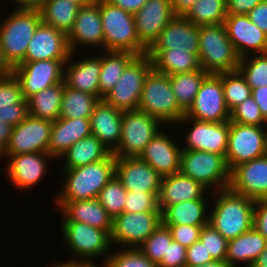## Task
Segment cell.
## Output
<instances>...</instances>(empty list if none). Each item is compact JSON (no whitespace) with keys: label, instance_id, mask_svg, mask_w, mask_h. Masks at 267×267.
Segmentation results:
<instances>
[{"label":"cell","instance_id":"28","mask_svg":"<svg viewBox=\"0 0 267 267\" xmlns=\"http://www.w3.org/2000/svg\"><path fill=\"white\" fill-rule=\"evenodd\" d=\"M90 135V118H58L51 126L48 153L55 159H61L73 144Z\"/></svg>","mask_w":267,"mask_h":267},{"label":"cell","instance_id":"46","mask_svg":"<svg viewBox=\"0 0 267 267\" xmlns=\"http://www.w3.org/2000/svg\"><path fill=\"white\" fill-rule=\"evenodd\" d=\"M116 250V251H115ZM111 251L102 267H158L139 249L121 248Z\"/></svg>","mask_w":267,"mask_h":267},{"label":"cell","instance_id":"29","mask_svg":"<svg viewBox=\"0 0 267 267\" xmlns=\"http://www.w3.org/2000/svg\"><path fill=\"white\" fill-rule=\"evenodd\" d=\"M208 190L181 172L162 178L158 204L161 212L168 206L183 201L201 199Z\"/></svg>","mask_w":267,"mask_h":267},{"label":"cell","instance_id":"64","mask_svg":"<svg viewBox=\"0 0 267 267\" xmlns=\"http://www.w3.org/2000/svg\"><path fill=\"white\" fill-rule=\"evenodd\" d=\"M58 264V265H57ZM52 265V266H51ZM49 267H75L74 265H72L71 263L69 262H65V260L63 262L60 263H54V264H51Z\"/></svg>","mask_w":267,"mask_h":267},{"label":"cell","instance_id":"44","mask_svg":"<svg viewBox=\"0 0 267 267\" xmlns=\"http://www.w3.org/2000/svg\"><path fill=\"white\" fill-rule=\"evenodd\" d=\"M127 190L116 175L101 189L97 199L107 213L114 218L124 212Z\"/></svg>","mask_w":267,"mask_h":267},{"label":"cell","instance_id":"24","mask_svg":"<svg viewBox=\"0 0 267 267\" xmlns=\"http://www.w3.org/2000/svg\"><path fill=\"white\" fill-rule=\"evenodd\" d=\"M181 152L178 142L164 130H160L139 157L162 177H166L180 172Z\"/></svg>","mask_w":267,"mask_h":267},{"label":"cell","instance_id":"36","mask_svg":"<svg viewBox=\"0 0 267 267\" xmlns=\"http://www.w3.org/2000/svg\"><path fill=\"white\" fill-rule=\"evenodd\" d=\"M64 85L63 81L29 97V114L44 120L56 121L60 117Z\"/></svg>","mask_w":267,"mask_h":267},{"label":"cell","instance_id":"15","mask_svg":"<svg viewBox=\"0 0 267 267\" xmlns=\"http://www.w3.org/2000/svg\"><path fill=\"white\" fill-rule=\"evenodd\" d=\"M52 121L28 115L13 126L9 145L0 157L23 153H48Z\"/></svg>","mask_w":267,"mask_h":267},{"label":"cell","instance_id":"23","mask_svg":"<svg viewBox=\"0 0 267 267\" xmlns=\"http://www.w3.org/2000/svg\"><path fill=\"white\" fill-rule=\"evenodd\" d=\"M229 188L254 200L267 199V154L236 166Z\"/></svg>","mask_w":267,"mask_h":267},{"label":"cell","instance_id":"56","mask_svg":"<svg viewBox=\"0 0 267 267\" xmlns=\"http://www.w3.org/2000/svg\"><path fill=\"white\" fill-rule=\"evenodd\" d=\"M107 1L125 10L126 12L134 15L146 4L148 0H107Z\"/></svg>","mask_w":267,"mask_h":267},{"label":"cell","instance_id":"7","mask_svg":"<svg viewBox=\"0 0 267 267\" xmlns=\"http://www.w3.org/2000/svg\"><path fill=\"white\" fill-rule=\"evenodd\" d=\"M138 109L158 119L164 126L176 125L185 115L172 91L169 76L154 69L145 79Z\"/></svg>","mask_w":267,"mask_h":267},{"label":"cell","instance_id":"54","mask_svg":"<svg viewBox=\"0 0 267 267\" xmlns=\"http://www.w3.org/2000/svg\"><path fill=\"white\" fill-rule=\"evenodd\" d=\"M247 15L250 21L267 35V0L260 2Z\"/></svg>","mask_w":267,"mask_h":267},{"label":"cell","instance_id":"47","mask_svg":"<svg viewBox=\"0 0 267 267\" xmlns=\"http://www.w3.org/2000/svg\"><path fill=\"white\" fill-rule=\"evenodd\" d=\"M230 122L254 126H266L267 124L258 104L252 96L230 112Z\"/></svg>","mask_w":267,"mask_h":267},{"label":"cell","instance_id":"57","mask_svg":"<svg viewBox=\"0 0 267 267\" xmlns=\"http://www.w3.org/2000/svg\"><path fill=\"white\" fill-rule=\"evenodd\" d=\"M251 96L258 104L264 119L267 121V86L252 89Z\"/></svg>","mask_w":267,"mask_h":267},{"label":"cell","instance_id":"21","mask_svg":"<svg viewBox=\"0 0 267 267\" xmlns=\"http://www.w3.org/2000/svg\"><path fill=\"white\" fill-rule=\"evenodd\" d=\"M223 24L240 58L252 52L267 53V35L250 21L248 15H227Z\"/></svg>","mask_w":267,"mask_h":267},{"label":"cell","instance_id":"30","mask_svg":"<svg viewBox=\"0 0 267 267\" xmlns=\"http://www.w3.org/2000/svg\"><path fill=\"white\" fill-rule=\"evenodd\" d=\"M29 115L28 101L19 81L11 74L0 77V120L16 126Z\"/></svg>","mask_w":267,"mask_h":267},{"label":"cell","instance_id":"17","mask_svg":"<svg viewBox=\"0 0 267 267\" xmlns=\"http://www.w3.org/2000/svg\"><path fill=\"white\" fill-rule=\"evenodd\" d=\"M199 51V26L194 25L184 16H175L160 33L158 39L147 50L152 60L161 50Z\"/></svg>","mask_w":267,"mask_h":267},{"label":"cell","instance_id":"11","mask_svg":"<svg viewBox=\"0 0 267 267\" xmlns=\"http://www.w3.org/2000/svg\"><path fill=\"white\" fill-rule=\"evenodd\" d=\"M265 126L244 125L229 121L226 162L232 171L239 164L266 155Z\"/></svg>","mask_w":267,"mask_h":267},{"label":"cell","instance_id":"12","mask_svg":"<svg viewBox=\"0 0 267 267\" xmlns=\"http://www.w3.org/2000/svg\"><path fill=\"white\" fill-rule=\"evenodd\" d=\"M161 223V212H123L113 218L111 244L138 249Z\"/></svg>","mask_w":267,"mask_h":267},{"label":"cell","instance_id":"10","mask_svg":"<svg viewBox=\"0 0 267 267\" xmlns=\"http://www.w3.org/2000/svg\"><path fill=\"white\" fill-rule=\"evenodd\" d=\"M162 125L158 119L139 109L122 112L120 143L113 154L116 157H139Z\"/></svg>","mask_w":267,"mask_h":267},{"label":"cell","instance_id":"4","mask_svg":"<svg viewBox=\"0 0 267 267\" xmlns=\"http://www.w3.org/2000/svg\"><path fill=\"white\" fill-rule=\"evenodd\" d=\"M100 15L104 51H125L137 56L147 54V49L139 42L133 14L107 0H100Z\"/></svg>","mask_w":267,"mask_h":267},{"label":"cell","instance_id":"13","mask_svg":"<svg viewBox=\"0 0 267 267\" xmlns=\"http://www.w3.org/2000/svg\"><path fill=\"white\" fill-rule=\"evenodd\" d=\"M68 59L23 61L13 68L12 74L20 83L23 97L64 81V68Z\"/></svg>","mask_w":267,"mask_h":267},{"label":"cell","instance_id":"18","mask_svg":"<svg viewBox=\"0 0 267 267\" xmlns=\"http://www.w3.org/2000/svg\"><path fill=\"white\" fill-rule=\"evenodd\" d=\"M71 53H76L78 46L101 47L104 50V35L100 15V0L79 8L75 23L67 34ZM80 44V45H79Z\"/></svg>","mask_w":267,"mask_h":267},{"label":"cell","instance_id":"2","mask_svg":"<svg viewBox=\"0 0 267 267\" xmlns=\"http://www.w3.org/2000/svg\"><path fill=\"white\" fill-rule=\"evenodd\" d=\"M214 206L209 214V224L227 241L253 228L255 201L233 192L230 188L212 192ZM217 194V195H216ZM214 197V198H213Z\"/></svg>","mask_w":267,"mask_h":267},{"label":"cell","instance_id":"66","mask_svg":"<svg viewBox=\"0 0 267 267\" xmlns=\"http://www.w3.org/2000/svg\"><path fill=\"white\" fill-rule=\"evenodd\" d=\"M265 129H266V153H267V124H266V126H265Z\"/></svg>","mask_w":267,"mask_h":267},{"label":"cell","instance_id":"26","mask_svg":"<svg viewBox=\"0 0 267 267\" xmlns=\"http://www.w3.org/2000/svg\"><path fill=\"white\" fill-rule=\"evenodd\" d=\"M76 53H71L65 63L64 82L65 85L85 93L97 96L100 99L99 74L101 69V54L95 57L82 58L73 61Z\"/></svg>","mask_w":267,"mask_h":267},{"label":"cell","instance_id":"59","mask_svg":"<svg viewBox=\"0 0 267 267\" xmlns=\"http://www.w3.org/2000/svg\"><path fill=\"white\" fill-rule=\"evenodd\" d=\"M13 126L0 120V154L9 145Z\"/></svg>","mask_w":267,"mask_h":267},{"label":"cell","instance_id":"6","mask_svg":"<svg viewBox=\"0 0 267 267\" xmlns=\"http://www.w3.org/2000/svg\"><path fill=\"white\" fill-rule=\"evenodd\" d=\"M0 24V41L7 62L14 68L25 60L31 38L42 22L40 11L17 10Z\"/></svg>","mask_w":267,"mask_h":267},{"label":"cell","instance_id":"42","mask_svg":"<svg viewBox=\"0 0 267 267\" xmlns=\"http://www.w3.org/2000/svg\"><path fill=\"white\" fill-rule=\"evenodd\" d=\"M218 75L222 79L224 99L230 112L251 97L252 89L239 70L219 73Z\"/></svg>","mask_w":267,"mask_h":267},{"label":"cell","instance_id":"50","mask_svg":"<svg viewBox=\"0 0 267 267\" xmlns=\"http://www.w3.org/2000/svg\"><path fill=\"white\" fill-rule=\"evenodd\" d=\"M171 232L172 238L185 248L190 247L194 242L199 241L200 232L203 226L193 225H165Z\"/></svg>","mask_w":267,"mask_h":267},{"label":"cell","instance_id":"51","mask_svg":"<svg viewBox=\"0 0 267 267\" xmlns=\"http://www.w3.org/2000/svg\"><path fill=\"white\" fill-rule=\"evenodd\" d=\"M186 250L187 248L173 240L168 244L167 255H164L158 267H186Z\"/></svg>","mask_w":267,"mask_h":267},{"label":"cell","instance_id":"67","mask_svg":"<svg viewBox=\"0 0 267 267\" xmlns=\"http://www.w3.org/2000/svg\"><path fill=\"white\" fill-rule=\"evenodd\" d=\"M99 265L96 266H75V267H98ZM102 267V266H101Z\"/></svg>","mask_w":267,"mask_h":267},{"label":"cell","instance_id":"20","mask_svg":"<svg viewBox=\"0 0 267 267\" xmlns=\"http://www.w3.org/2000/svg\"><path fill=\"white\" fill-rule=\"evenodd\" d=\"M175 16L171 0H148L134 14L139 42L148 50Z\"/></svg>","mask_w":267,"mask_h":267},{"label":"cell","instance_id":"25","mask_svg":"<svg viewBox=\"0 0 267 267\" xmlns=\"http://www.w3.org/2000/svg\"><path fill=\"white\" fill-rule=\"evenodd\" d=\"M67 34L41 22L31 38L24 61L69 59Z\"/></svg>","mask_w":267,"mask_h":267},{"label":"cell","instance_id":"27","mask_svg":"<svg viewBox=\"0 0 267 267\" xmlns=\"http://www.w3.org/2000/svg\"><path fill=\"white\" fill-rule=\"evenodd\" d=\"M92 135L113 153L120 143L122 111L100 100L90 117Z\"/></svg>","mask_w":267,"mask_h":267},{"label":"cell","instance_id":"61","mask_svg":"<svg viewBox=\"0 0 267 267\" xmlns=\"http://www.w3.org/2000/svg\"><path fill=\"white\" fill-rule=\"evenodd\" d=\"M13 67L5 59L0 41V77L11 75Z\"/></svg>","mask_w":267,"mask_h":267},{"label":"cell","instance_id":"48","mask_svg":"<svg viewBox=\"0 0 267 267\" xmlns=\"http://www.w3.org/2000/svg\"><path fill=\"white\" fill-rule=\"evenodd\" d=\"M158 195L159 193L127 191L124 212H161Z\"/></svg>","mask_w":267,"mask_h":267},{"label":"cell","instance_id":"22","mask_svg":"<svg viewBox=\"0 0 267 267\" xmlns=\"http://www.w3.org/2000/svg\"><path fill=\"white\" fill-rule=\"evenodd\" d=\"M115 175L127 191L160 192L163 177L140 157H116Z\"/></svg>","mask_w":267,"mask_h":267},{"label":"cell","instance_id":"8","mask_svg":"<svg viewBox=\"0 0 267 267\" xmlns=\"http://www.w3.org/2000/svg\"><path fill=\"white\" fill-rule=\"evenodd\" d=\"M180 172L199 182L211 193L227 189L230 185L231 171L224 155L182 150Z\"/></svg>","mask_w":267,"mask_h":267},{"label":"cell","instance_id":"49","mask_svg":"<svg viewBox=\"0 0 267 267\" xmlns=\"http://www.w3.org/2000/svg\"><path fill=\"white\" fill-rule=\"evenodd\" d=\"M199 240L204 243L213 260L225 261L228 241L210 224L202 227Z\"/></svg>","mask_w":267,"mask_h":267},{"label":"cell","instance_id":"32","mask_svg":"<svg viewBox=\"0 0 267 267\" xmlns=\"http://www.w3.org/2000/svg\"><path fill=\"white\" fill-rule=\"evenodd\" d=\"M207 194L201 199H194L191 201H183L174 205L166 207L161 212L163 225H193L205 226L209 224L208 204L206 200ZM208 203V204H207Z\"/></svg>","mask_w":267,"mask_h":267},{"label":"cell","instance_id":"52","mask_svg":"<svg viewBox=\"0 0 267 267\" xmlns=\"http://www.w3.org/2000/svg\"><path fill=\"white\" fill-rule=\"evenodd\" d=\"M214 261L200 240L194 242L186 250V266H197Z\"/></svg>","mask_w":267,"mask_h":267},{"label":"cell","instance_id":"35","mask_svg":"<svg viewBox=\"0 0 267 267\" xmlns=\"http://www.w3.org/2000/svg\"><path fill=\"white\" fill-rule=\"evenodd\" d=\"M137 55L125 51H108L101 54V69L99 74L100 100L110 92L126 67Z\"/></svg>","mask_w":267,"mask_h":267},{"label":"cell","instance_id":"37","mask_svg":"<svg viewBox=\"0 0 267 267\" xmlns=\"http://www.w3.org/2000/svg\"><path fill=\"white\" fill-rule=\"evenodd\" d=\"M153 69L168 76L201 69L198 53L161 50L152 60Z\"/></svg>","mask_w":267,"mask_h":267},{"label":"cell","instance_id":"5","mask_svg":"<svg viewBox=\"0 0 267 267\" xmlns=\"http://www.w3.org/2000/svg\"><path fill=\"white\" fill-rule=\"evenodd\" d=\"M199 62L208 74L238 70L240 57L224 24L199 26Z\"/></svg>","mask_w":267,"mask_h":267},{"label":"cell","instance_id":"14","mask_svg":"<svg viewBox=\"0 0 267 267\" xmlns=\"http://www.w3.org/2000/svg\"><path fill=\"white\" fill-rule=\"evenodd\" d=\"M185 116L205 122L230 121L222 86V79L218 74H208L200 85L192 105L185 112Z\"/></svg>","mask_w":267,"mask_h":267},{"label":"cell","instance_id":"31","mask_svg":"<svg viewBox=\"0 0 267 267\" xmlns=\"http://www.w3.org/2000/svg\"><path fill=\"white\" fill-rule=\"evenodd\" d=\"M59 209L62 213L61 221L82 222L92 227L106 230L111 234L113 218L107 213L97 198L65 202Z\"/></svg>","mask_w":267,"mask_h":267},{"label":"cell","instance_id":"62","mask_svg":"<svg viewBox=\"0 0 267 267\" xmlns=\"http://www.w3.org/2000/svg\"><path fill=\"white\" fill-rule=\"evenodd\" d=\"M251 267H267V245L266 248L258 255Z\"/></svg>","mask_w":267,"mask_h":267},{"label":"cell","instance_id":"53","mask_svg":"<svg viewBox=\"0 0 267 267\" xmlns=\"http://www.w3.org/2000/svg\"><path fill=\"white\" fill-rule=\"evenodd\" d=\"M253 227L267 241V199L255 201Z\"/></svg>","mask_w":267,"mask_h":267},{"label":"cell","instance_id":"55","mask_svg":"<svg viewBox=\"0 0 267 267\" xmlns=\"http://www.w3.org/2000/svg\"><path fill=\"white\" fill-rule=\"evenodd\" d=\"M263 0H226L227 15H247L256 5Z\"/></svg>","mask_w":267,"mask_h":267},{"label":"cell","instance_id":"65","mask_svg":"<svg viewBox=\"0 0 267 267\" xmlns=\"http://www.w3.org/2000/svg\"><path fill=\"white\" fill-rule=\"evenodd\" d=\"M70 1L79 3L81 6H83V5L90 4L94 2L95 0H70Z\"/></svg>","mask_w":267,"mask_h":267},{"label":"cell","instance_id":"16","mask_svg":"<svg viewBox=\"0 0 267 267\" xmlns=\"http://www.w3.org/2000/svg\"><path fill=\"white\" fill-rule=\"evenodd\" d=\"M191 123L189 131H186L185 146L182 150H198L216 153L226 156L229 139V121L214 123L195 120L183 116L177 123Z\"/></svg>","mask_w":267,"mask_h":267},{"label":"cell","instance_id":"41","mask_svg":"<svg viewBox=\"0 0 267 267\" xmlns=\"http://www.w3.org/2000/svg\"><path fill=\"white\" fill-rule=\"evenodd\" d=\"M226 0H198L184 15L196 26L223 24L227 16Z\"/></svg>","mask_w":267,"mask_h":267},{"label":"cell","instance_id":"34","mask_svg":"<svg viewBox=\"0 0 267 267\" xmlns=\"http://www.w3.org/2000/svg\"><path fill=\"white\" fill-rule=\"evenodd\" d=\"M111 154L97 137L90 135L77 141L61 156L65 159L63 169L88 165L106 159Z\"/></svg>","mask_w":267,"mask_h":267},{"label":"cell","instance_id":"38","mask_svg":"<svg viewBox=\"0 0 267 267\" xmlns=\"http://www.w3.org/2000/svg\"><path fill=\"white\" fill-rule=\"evenodd\" d=\"M80 7L70 0H48L40 10L42 22L68 34Z\"/></svg>","mask_w":267,"mask_h":267},{"label":"cell","instance_id":"43","mask_svg":"<svg viewBox=\"0 0 267 267\" xmlns=\"http://www.w3.org/2000/svg\"><path fill=\"white\" fill-rule=\"evenodd\" d=\"M238 70L251 89L267 86V53L240 58Z\"/></svg>","mask_w":267,"mask_h":267},{"label":"cell","instance_id":"39","mask_svg":"<svg viewBox=\"0 0 267 267\" xmlns=\"http://www.w3.org/2000/svg\"><path fill=\"white\" fill-rule=\"evenodd\" d=\"M99 101L100 99L97 96L64 85L59 118H90L95 105Z\"/></svg>","mask_w":267,"mask_h":267},{"label":"cell","instance_id":"9","mask_svg":"<svg viewBox=\"0 0 267 267\" xmlns=\"http://www.w3.org/2000/svg\"><path fill=\"white\" fill-rule=\"evenodd\" d=\"M152 69V61L147 55L137 56L103 100L122 112L137 110L145 79Z\"/></svg>","mask_w":267,"mask_h":267},{"label":"cell","instance_id":"58","mask_svg":"<svg viewBox=\"0 0 267 267\" xmlns=\"http://www.w3.org/2000/svg\"><path fill=\"white\" fill-rule=\"evenodd\" d=\"M10 1V0H9ZM48 0H11L17 10L40 11Z\"/></svg>","mask_w":267,"mask_h":267},{"label":"cell","instance_id":"33","mask_svg":"<svg viewBox=\"0 0 267 267\" xmlns=\"http://www.w3.org/2000/svg\"><path fill=\"white\" fill-rule=\"evenodd\" d=\"M266 245V239L253 227L228 241L225 261L229 267H238V263H245V267H251Z\"/></svg>","mask_w":267,"mask_h":267},{"label":"cell","instance_id":"40","mask_svg":"<svg viewBox=\"0 0 267 267\" xmlns=\"http://www.w3.org/2000/svg\"><path fill=\"white\" fill-rule=\"evenodd\" d=\"M208 75L202 68L169 76L179 106L186 112L192 105L200 85Z\"/></svg>","mask_w":267,"mask_h":267},{"label":"cell","instance_id":"45","mask_svg":"<svg viewBox=\"0 0 267 267\" xmlns=\"http://www.w3.org/2000/svg\"><path fill=\"white\" fill-rule=\"evenodd\" d=\"M173 241L168 227L162 223L138 248L149 260L159 264L164 255H167L168 244Z\"/></svg>","mask_w":267,"mask_h":267},{"label":"cell","instance_id":"19","mask_svg":"<svg viewBox=\"0 0 267 267\" xmlns=\"http://www.w3.org/2000/svg\"><path fill=\"white\" fill-rule=\"evenodd\" d=\"M9 162L5 165V173L15 190H29L36 186L47 174L49 153H23L4 156ZM48 161V162H47Z\"/></svg>","mask_w":267,"mask_h":267},{"label":"cell","instance_id":"63","mask_svg":"<svg viewBox=\"0 0 267 267\" xmlns=\"http://www.w3.org/2000/svg\"><path fill=\"white\" fill-rule=\"evenodd\" d=\"M186 267H229L226 261L214 260L210 263L197 266H186Z\"/></svg>","mask_w":267,"mask_h":267},{"label":"cell","instance_id":"60","mask_svg":"<svg viewBox=\"0 0 267 267\" xmlns=\"http://www.w3.org/2000/svg\"><path fill=\"white\" fill-rule=\"evenodd\" d=\"M198 0H171L176 16H184Z\"/></svg>","mask_w":267,"mask_h":267},{"label":"cell","instance_id":"3","mask_svg":"<svg viewBox=\"0 0 267 267\" xmlns=\"http://www.w3.org/2000/svg\"><path fill=\"white\" fill-rule=\"evenodd\" d=\"M60 223L59 228L65 245L75 256L72 255L71 260L69 258L66 262L74 266H96L95 259L103 255L106 259L101 261L103 263L101 265H104L113 249L110 234L106 230L82 222L60 221Z\"/></svg>","mask_w":267,"mask_h":267},{"label":"cell","instance_id":"1","mask_svg":"<svg viewBox=\"0 0 267 267\" xmlns=\"http://www.w3.org/2000/svg\"><path fill=\"white\" fill-rule=\"evenodd\" d=\"M64 171L61 190L55 198L60 208L65 202L90 200L98 197L101 189L115 176L116 156Z\"/></svg>","mask_w":267,"mask_h":267}]
</instances>
